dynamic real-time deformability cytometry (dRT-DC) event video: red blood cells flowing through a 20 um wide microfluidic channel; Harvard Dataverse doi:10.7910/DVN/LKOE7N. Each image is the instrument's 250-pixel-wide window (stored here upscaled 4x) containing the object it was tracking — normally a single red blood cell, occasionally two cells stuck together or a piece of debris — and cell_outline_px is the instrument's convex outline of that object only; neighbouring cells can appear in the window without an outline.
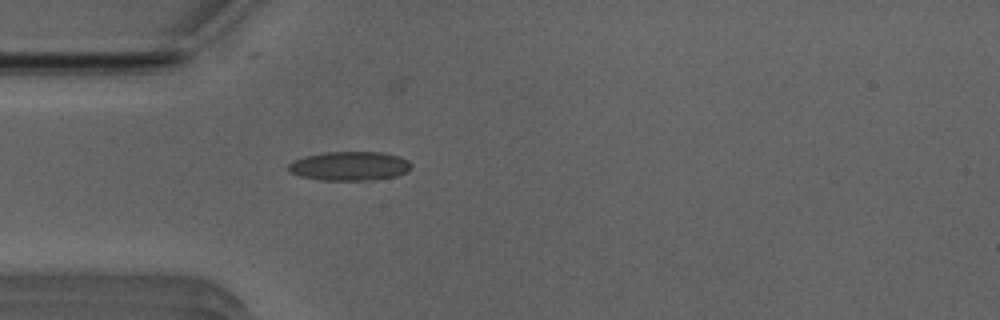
{"species": "Egyptian fruit bat (a non-hibernating species)", "species_latin": "Rousettus aegyptiacus", "temperature_condition": "room temperature", "stored_images_in_passage": 39, "camera_frame_rate_fps": 3000, "um_per_image_px": 0.085, "animal": {"sex": "male"}, "frame": {"image": 1, "passage_image": 2, "time_ms": 0.333, "image_size_px": [1000, 320], "cell_outline_px": [[412, 164], [408, 172], [396, 176], [368, 180], [324, 180], [300, 176], [292, 172], [288, 168], [288, 164], [292, 160], [304, 156], [328, 152], [380, 152], [400, 156], [408, 160]], "centroid_in_image_um": [29.74, 14.1], "position_along_channel_um": 55.3, "area_um2": 20.75}}
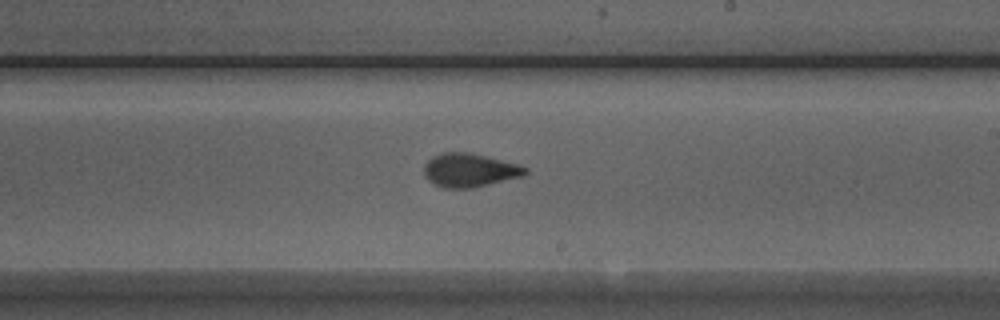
{"frame": {"image": 2, "passage_image": 17, "time_ms": 5.333, "image_size_px": [1000, 320], "cell_outline_px": [[528, 172], [524, 176], [472, 188], [444, 188], [428, 180], [424, 176], [424, 164], [432, 156], [444, 152], [468, 152], [520, 164], [528, 168]], "centroid_in_image_um": [39.93, 14.46], "position_along_channel_um": 249.1, "area_um2": 19.94}}
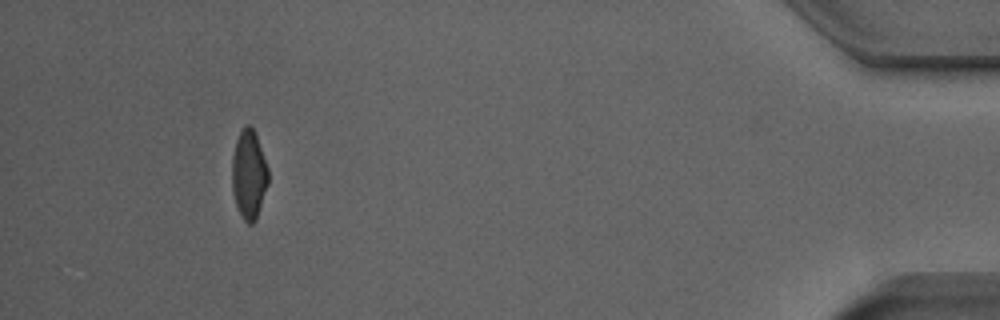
{"frame": {"image": 3, "passage_image": 35, "time_ms": 11.333, "image_size_px": [1000, 320], "cell_outline_px": [[268, 184], [256, 220], [252, 224], [248, 224], [244, 220], [236, 204], [232, 188], [232, 156], [236, 140], [244, 124], [248, 124], [252, 128], [256, 136], [268, 168]], "centroid_in_image_um": [21.15, 14.83], "position_along_channel_um": 414.0, "area_um2": 18.61}, "authors_computed_cell_mechanics": {"area_um2": 19.2474, "velocity_mm_per_s": 3.9535, "shape_relaxation_time_tau1_ms": 4.1809, "shape_relaxation_time_tau2_ms": 1.7523, "deformation_change_tau1": 0.1622, "deformation_change_tau2": 0.0698}}